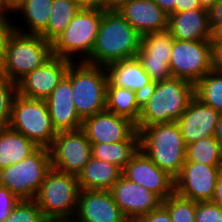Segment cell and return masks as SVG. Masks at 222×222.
<instances>
[{
	"label": "cell",
	"mask_w": 222,
	"mask_h": 222,
	"mask_svg": "<svg viewBox=\"0 0 222 222\" xmlns=\"http://www.w3.org/2000/svg\"><path fill=\"white\" fill-rule=\"evenodd\" d=\"M141 41L142 35L117 9L103 8L93 50L84 62L106 67L116 61L134 58L140 49Z\"/></svg>",
	"instance_id": "6da1fadb"
},
{
	"label": "cell",
	"mask_w": 222,
	"mask_h": 222,
	"mask_svg": "<svg viewBox=\"0 0 222 222\" xmlns=\"http://www.w3.org/2000/svg\"><path fill=\"white\" fill-rule=\"evenodd\" d=\"M194 97V84L170 77L154 82L141 100V114L136 128L158 123L177 122Z\"/></svg>",
	"instance_id": "7a4b0ae2"
},
{
	"label": "cell",
	"mask_w": 222,
	"mask_h": 222,
	"mask_svg": "<svg viewBox=\"0 0 222 222\" xmlns=\"http://www.w3.org/2000/svg\"><path fill=\"white\" fill-rule=\"evenodd\" d=\"M136 129L139 131L140 149L160 169L176 178L186 162V145L177 122Z\"/></svg>",
	"instance_id": "3957f363"
},
{
	"label": "cell",
	"mask_w": 222,
	"mask_h": 222,
	"mask_svg": "<svg viewBox=\"0 0 222 222\" xmlns=\"http://www.w3.org/2000/svg\"><path fill=\"white\" fill-rule=\"evenodd\" d=\"M79 193L77 175L51 168L34 200L49 222H71L77 211Z\"/></svg>",
	"instance_id": "277c9868"
},
{
	"label": "cell",
	"mask_w": 222,
	"mask_h": 222,
	"mask_svg": "<svg viewBox=\"0 0 222 222\" xmlns=\"http://www.w3.org/2000/svg\"><path fill=\"white\" fill-rule=\"evenodd\" d=\"M72 61L66 72L71 82L73 102L79 117L84 120L105 111L108 75L104 66L84 61Z\"/></svg>",
	"instance_id": "5b68a950"
},
{
	"label": "cell",
	"mask_w": 222,
	"mask_h": 222,
	"mask_svg": "<svg viewBox=\"0 0 222 222\" xmlns=\"http://www.w3.org/2000/svg\"><path fill=\"white\" fill-rule=\"evenodd\" d=\"M51 42L40 35L14 31L7 42L0 75L18 82L52 56Z\"/></svg>",
	"instance_id": "8992f818"
},
{
	"label": "cell",
	"mask_w": 222,
	"mask_h": 222,
	"mask_svg": "<svg viewBox=\"0 0 222 222\" xmlns=\"http://www.w3.org/2000/svg\"><path fill=\"white\" fill-rule=\"evenodd\" d=\"M102 15L103 8L82 7L66 29L51 43L52 54L74 61L72 55L80 53L82 59L79 61H85L93 50Z\"/></svg>",
	"instance_id": "52a82bcc"
},
{
	"label": "cell",
	"mask_w": 222,
	"mask_h": 222,
	"mask_svg": "<svg viewBox=\"0 0 222 222\" xmlns=\"http://www.w3.org/2000/svg\"><path fill=\"white\" fill-rule=\"evenodd\" d=\"M9 127L20 132L37 147L50 148L57 132L45 100L17 93L13 99Z\"/></svg>",
	"instance_id": "ba28073f"
},
{
	"label": "cell",
	"mask_w": 222,
	"mask_h": 222,
	"mask_svg": "<svg viewBox=\"0 0 222 222\" xmlns=\"http://www.w3.org/2000/svg\"><path fill=\"white\" fill-rule=\"evenodd\" d=\"M50 169V150L38 147L22 161L1 169L0 185L7 187L20 200H33Z\"/></svg>",
	"instance_id": "9c48e42d"
},
{
	"label": "cell",
	"mask_w": 222,
	"mask_h": 222,
	"mask_svg": "<svg viewBox=\"0 0 222 222\" xmlns=\"http://www.w3.org/2000/svg\"><path fill=\"white\" fill-rule=\"evenodd\" d=\"M171 76L194 85L213 70V45L211 40L186 41L173 39L170 58Z\"/></svg>",
	"instance_id": "30bf717a"
},
{
	"label": "cell",
	"mask_w": 222,
	"mask_h": 222,
	"mask_svg": "<svg viewBox=\"0 0 222 222\" xmlns=\"http://www.w3.org/2000/svg\"><path fill=\"white\" fill-rule=\"evenodd\" d=\"M91 146L82 129L58 132L49 148L51 168L78 175L92 157Z\"/></svg>",
	"instance_id": "8fae6325"
},
{
	"label": "cell",
	"mask_w": 222,
	"mask_h": 222,
	"mask_svg": "<svg viewBox=\"0 0 222 222\" xmlns=\"http://www.w3.org/2000/svg\"><path fill=\"white\" fill-rule=\"evenodd\" d=\"M222 166L185 162L175 178V192L192 201H211Z\"/></svg>",
	"instance_id": "7c38bea8"
},
{
	"label": "cell",
	"mask_w": 222,
	"mask_h": 222,
	"mask_svg": "<svg viewBox=\"0 0 222 222\" xmlns=\"http://www.w3.org/2000/svg\"><path fill=\"white\" fill-rule=\"evenodd\" d=\"M71 60L52 55L45 63L17 82L20 95L45 100L66 75Z\"/></svg>",
	"instance_id": "4fadbf2b"
},
{
	"label": "cell",
	"mask_w": 222,
	"mask_h": 222,
	"mask_svg": "<svg viewBox=\"0 0 222 222\" xmlns=\"http://www.w3.org/2000/svg\"><path fill=\"white\" fill-rule=\"evenodd\" d=\"M172 46L173 38L167 30L142 36L136 57L153 82L172 77L169 62Z\"/></svg>",
	"instance_id": "5bb4252c"
},
{
	"label": "cell",
	"mask_w": 222,
	"mask_h": 222,
	"mask_svg": "<svg viewBox=\"0 0 222 222\" xmlns=\"http://www.w3.org/2000/svg\"><path fill=\"white\" fill-rule=\"evenodd\" d=\"M122 174L128 180L158 195L162 200L175 192V178L160 169L141 149L125 166Z\"/></svg>",
	"instance_id": "9a60e30c"
},
{
	"label": "cell",
	"mask_w": 222,
	"mask_h": 222,
	"mask_svg": "<svg viewBox=\"0 0 222 222\" xmlns=\"http://www.w3.org/2000/svg\"><path fill=\"white\" fill-rule=\"evenodd\" d=\"M110 192L127 219H138L158 208L163 202L158 195L128 180L123 174Z\"/></svg>",
	"instance_id": "2e32d148"
},
{
	"label": "cell",
	"mask_w": 222,
	"mask_h": 222,
	"mask_svg": "<svg viewBox=\"0 0 222 222\" xmlns=\"http://www.w3.org/2000/svg\"><path fill=\"white\" fill-rule=\"evenodd\" d=\"M75 216L71 222H125L127 220L110 190H80Z\"/></svg>",
	"instance_id": "e0dca14e"
},
{
	"label": "cell",
	"mask_w": 222,
	"mask_h": 222,
	"mask_svg": "<svg viewBox=\"0 0 222 222\" xmlns=\"http://www.w3.org/2000/svg\"><path fill=\"white\" fill-rule=\"evenodd\" d=\"M81 129L91 145L126 141L137 130L129 119L106 110L85 118Z\"/></svg>",
	"instance_id": "ac0fdd59"
},
{
	"label": "cell",
	"mask_w": 222,
	"mask_h": 222,
	"mask_svg": "<svg viewBox=\"0 0 222 222\" xmlns=\"http://www.w3.org/2000/svg\"><path fill=\"white\" fill-rule=\"evenodd\" d=\"M116 9L142 36L168 29L169 16L153 0H129Z\"/></svg>",
	"instance_id": "d6986e66"
},
{
	"label": "cell",
	"mask_w": 222,
	"mask_h": 222,
	"mask_svg": "<svg viewBox=\"0 0 222 222\" xmlns=\"http://www.w3.org/2000/svg\"><path fill=\"white\" fill-rule=\"evenodd\" d=\"M220 112L202 103L195 96L177 120L185 145L214 135Z\"/></svg>",
	"instance_id": "ffe728a7"
},
{
	"label": "cell",
	"mask_w": 222,
	"mask_h": 222,
	"mask_svg": "<svg viewBox=\"0 0 222 222\" xmlns=\"http://www.w3.org/2000/svg\"><path fill=\"white\" fill-rule=\"evenodd\" d=\"M70 80L64 76L53 92L45 99L56 132L76 131L82 128L74 102Z\"/></svg>",
	"instance_id": "44dd1931"
},
{
	"label": "cell",
	"mask_w": 222,
	"mask_h": 222,
	"mask_svg": "<svg viewBox=\"0 0 222 222\" xmlns=\"http://www.w3.org/2000/svg\"><path fill=\"white\" fill-rule=\"evenodd\" d=\"M173 39L186 41L212 40L208 8H197L169 15L168 29Z\"/></svg>",
	"instance_id": "7402d4cb"
},
{
	"label": "cell",
	"mask_w": 222,
	"mask_h": 222,
	"mask_svg": "<svg viewBox=\"0 0 222 222\" xmlns=\"http://www.w3.org/2000/svg\"><path fill=\"white\" fill-rule=\"evenodd\" d=\"M105 68L108 81L113 86L133 90L141 97L146 94L154 83L137 57L113 62Z\"/></svg>",
	"instance_id": "603a6c76"
},
{
	"label": "cell",
	"mask_w": 222,
	"mask_h": 222,
	"mask_svg": "<svg viewBox=\"0 0 222 222\" xmlns=\"http://www.w3.org/2000/svg\"><path fill=\"white\" fill-rule=\"evenodd\" d=\"M77 176L80 190H110L122 176V170L92 156Z\"/></svg>",
	"instance_id": "cb8c5ba5"
},
{
	"label": "cell",
	"mask_w": 222,
	"mask_h": 222,
	"mask_svg": "<svg viewBox=\"0 0 222 222\" xmlns=\"http://www.w3.org/2000/svg\"><path fill=\"white\" fill-rule=\"evenodd\" d=\"M37 148L32 141L9 126L0 128V170L22 161Z\"/></svg>",
	"instance_id": "d4e9b609"
},
{
	"label": "cell",
	"mask_w": 222,
	"mask_h": 222,
	"mask_svg": "<svg viewBox=\"0 0 222 222\" xmlns=\"http://www.w3.org/2000/svg\"><path fill=\"white\" fill-rule=\"evenodd\" d=\"M142 97L133 90L113 86L109 81L106 90L105 110L129 119L135 125L141 114Z\"/></svg>",
	"instance_id": "484cf974"
},
{
	"label": "cell",
	"mask_w": 222,
	"mask_h": 222,
	"mask_svg": "<svg viewBox=\"0 0 222 222\" xmlns=\"http://www.w3.org/2000/svg\"><path fill=\"white\" fill-rule=\"evenodd\" d=\"M92 156L116 165L122 171L140 149L139 131L136 130L126 141L92 144Z\"/></svg>",
	"instance_id": "4316f807"
},
{
	"label": "cell",
	"mask_w": 222,
	"mask_h": 222,
	"mask_svg": "<svg viewBox=\"0 0 222 222\" xmlns=\"http://www.w3.org/2000/svg\"><path fill=\"white\" fill-rule=\"evenodd\" d=\"M53 0H23L12 12L19 11L23 13L26 20V25L29 28L27 31H22V28L15 26V31L23 34L40 35L46 28L51 15ZM29 30H31L29 32Z\"/></svg>",
	"instance_id": "83f0119b"
},
{
	"label": "cell",
	"mask_w": 222,
	"mask_h": 222,
	"mask_svg": "<svg viewBox=\"0 0 222 222\" xmlns=\"http://www.w3.org/2000/svg\"><path fill=\"white\" fill-rule=\"evenodd\" d=\"M82 7L76 0H53L47 28L40 36L52 43L66 29Z\"/></svg>",
	"instance_id": "f1b7e54d"
},
{
	"label": "cell",
	"mask_w": 222,
	"mask_h": 222,
	"mask_svg": "<svg viewBox=\"0 0 222 222\" xmlns=\"http://www.w3.org/2000/svg\"><path fill=\"white\" fill-rule=\"evenodd\" d=\"M186 162L222 166V148L214 135L186 145Z\"/></svg>",
	"instance_id": "f546056e"
},
{
	"label": "cell",
	"mask_w": 222,
	"mask_h": 222,
	"mask_svg": "<svg viewBox=\"0 0 222 222\" xmlns=\"http://www.w3.org/2000/svg\"><path fill=\"white\" fill-rule=\"evenodd\" d=\"M194 96L202 103L222 112V73L211 70L194 85Z\"/></svg>",
	"instance_id": "4dcf8cb0"
},
{
	"label": "cell",
	"mask_w": 222,
	"mask_h": 222,
	"mask_svg": "<svg viewBox=\"0 0 222 222\" xmlns=\"http://www.w3.org/2000/svg\"><path fill=\"white\" fill-rule=\"evenodd\" d=\"M171 216V222H195L196 201L182 197L174 192L163 200Z\"/></svg>",
	"instance_id": "1f68e13d"
},
{
	"label": "cell",
	"mask_w": 222,
	"mask_h": 222,
	"mask_svg": "<svg viewBox=\"0 0 222 222\" xmlns=\"http://www.w3.org/2000/svg\"><path fill=\"white\" fill-rule=\"evenodd\" d=\"M3 222H49L33 200H19Z\"/></svg>",
	"instance_id": "d6a6232c"
},
{
	"label": "cell",
	"mask_w": 222,
	"mask_h": 222,
	"mask_svg": "<svg viewBox=\"0 0 222 222\" xmlns=\"http://www.w3.org/2000/svg\"><path fill=\"white\" fill-rule=\"evenodd\" d=\"M17 93V83L0 75V128L9 126L12 103Z\"/></svg>",
	"instance_id": "836d02e7"
},
{
	"label": "cell",
	"mask_w": 222,
	"mask_h": 222,
	"mask_svg": "<svg viewBox=\"0 0 222 222\" xmlns=\"http://www.w3.org/2000/svg\"><path fill=\"white\" fill-rule=\"evenodd\" d=\"M195 222H222V208L212 201L196 202Z\"/></svg>",
	"instance_id": "e575fe53"
},
{
	"label": "cell",
	"mask_w": 222,
	"mask_h": 222,
	"mask_svg": "<svg viewBox=\"0 0 222 222\" xmlns=\"http://www.w3.org/2000/svg\"><path fill=\"white\" fill-rule=\"evenodd\" d=\"M6 13L9 12L4 10L0 11V69L4 61L7 42L15 31V24L13 25V23H11V20L5 15Z\"/></svg>",
	"instance_id": "d590c367"
},
{
	"label": "cell",
	"mask_w": 222,
	"mask_h": 222,
	"mask_svg": "<svg viewBox=\"0 0 222 222\" xmlns=\"http://www.w3.org/2000/svg\"><path fill=\"white\" fill-rule=\"evenodd\" d=\"M19 200L7 187L0 185V222L9 217L11 210Z\"/></svg>",
	"instance_id": "8d00e7d4"
},
{
	"label": "cell",
	"mask_w": 222,
	"mask_h": 222,
	"mask_svg": "<svg viewBox=\"0 0 222 222\" xmlns=\"http://www.w3.org/2000/svg\"><path fill=\"white\" fill-rule=\"evenodd\" d=\"M209 22L214 36L222 29V0H217L208 7Z\"/></svg>",
	"instance_id": "74e56055"
},
{
	"label": "cell",
	"mask_w": 222,
	"mask_h": 222,
	"mask_svg": "<svg viewBox=\"0 0 222 222\" xmlns=\"http://www.w3.org/2000/svg\"><path fill=\"white\" fill-rule=\"evenodd\" d=\"M139 222H171V216L167 208L161 204L146 215L138 218Z\"/></svg>",
	"instance_id": "f35d334b"
},
{
	"label": "cell",
	"mask_w": 222,
	"mask_h": 222,
	"mask_svg": "<svg viewBox=\"0 0 222 222\" xmlns=\"http://www.w3.org/2000/svg\"><path fill=\"white\" fill-rule=\"evenodd\" d=\"M213 70L222 73V42H212Z\"/></svg>",
	"instance_id": "ab89813d"
},
{
	"label": "cell",
	"mask_w": 222,
	"mask_h": 222,
	"mask_svg": "<svg viewBox=\"0 0 222 222\" xmlns=\"http://www.w3.org/2000/svg\"><path fill=\"white\" fill-rule=\"evenodd\" d=\"M197 8L206 7H203L200 0H178V4H175V13Z\"/></svg>",
	"instance_id": "60d3db41"
},
{
	"label": "cell",
	"mask_w": 222,
	"mask_h": 222,
	"mask_svg": "<svg viewBox=\"0 0 222 222\" xmlns=\"http://www.w3.org/2000/svg\"><path fill=\"white\" fill-rule=\"evenodd\" d=\"M168 16L175 13V4L178 0H153Z\"/></svg>",
	"instance_id": "b9f144b4"
},
{
	"label": "cell",
	"mask_w": 222,
	"mask_h": 222,
	"mask_svg": "<svg viewBox=\"0 0 222 222\" xmlns=\"http://www.w3.org/2000/svg\"><path fill=\"white\" fill-rule=\"evenodd\" d=\"M211 201L216 203L220 208H222V172L218 176L214 196Z\"/></svg>",
	"instance_id": "7bdbcfd3"
},
{
	"label": "cell",
	"mask_w": 222,
	"mask_h": 222,
	"mask_svg": "<svg viewBox=\"0 0 222 222\" xmlns=\"http://www.w3.org/2000/svg\"><path fill=\"white\" fill-rule=\"evenodd\" d=\"M83 7L108 8V0H76Z\"/></svg>",
	"instance_id": "ee69618b"
},
{
	"label": "cell",
	"mask_w": 222,
	"mask_h": 222,
	"mask_svg": "<svg viewBox=\"0 0 222 222\" xmlns=\"http://www.w3.org/2000/svg\"><path fill=\"white\" fill-rule=\"evenodd\" d=\"M214 136L222 148V112L219 115V119H218L217 125L215 127Z\"/></svg>",
	"instance_id": "f6af8a7d"
},
{
	"label": "cell",
	"mask_w": 222,
	"mask_h": 222,
	"mask_svg": "<svg viewBox=\"0 0 222 222\" xmlns=\"http://www.w3.org/2000/svg\"><path fill=\"white\" fill-rule=\"evenodd\" d=\"M23 0H2V10L11 11Z\"/></svg>",
	"instance_id": "bcb514c9"
},
{
	"label": "cell",
	"mask_w": 222,
	"mask_h": 222,
	"mask_svg": "<svg viewBox=\"0 0 222 222\" xmlns=\"http://www.w3.org/2000/svg\"><path fill=\"white\" fill-rule=\"evenodd\" d=\"M129 0H108V8L116 9L120 4Z\"/></svg>",
	"instance_id": "7dc6e473"
},
{
	"label": "cell",
	"mask_w": 222,
	"mask_h": 222,
	"mask_svg": "<svg viewBox=\"0 0 222 222\" xmlns=\"http://www.w3.org/2000/svg\"><path fill=\"white\" fill-rule=\"evenodd\" d=\"M212 42H222V29L213 37Z\"/></svg>",
	"instance_id": "c3c4849f"
},
{
	"label": "cell",
	"mask_w": 222,
	"mask_h": 222,
	"mask_svg": "<svg viewBox=\"0 0 222 222\" xmlns=\"http://www.w3.org/2000/svg\"><path fill=\"white\" fill-rule=\"evenodd\" d=\"M203 7L208 8L212 3L216 2L217 0H200Z\"/></svg>",
	"instance_id": "681fc988"
},
{
	"label": "cell",
	"mask_w": 222,
	"mask_h": 222,
	"mask_svg": "<svg viewBox=\"0 0 222 222\" xmlns=\"http://www.w3.org/2000/svg\"><path fill=\"white\" fill-rule=\"evenodd\" d=\"M125 222H139L138 219H127Z\"/></svg>",
	"instance_id": "f907efd6"
}]
</instances>
